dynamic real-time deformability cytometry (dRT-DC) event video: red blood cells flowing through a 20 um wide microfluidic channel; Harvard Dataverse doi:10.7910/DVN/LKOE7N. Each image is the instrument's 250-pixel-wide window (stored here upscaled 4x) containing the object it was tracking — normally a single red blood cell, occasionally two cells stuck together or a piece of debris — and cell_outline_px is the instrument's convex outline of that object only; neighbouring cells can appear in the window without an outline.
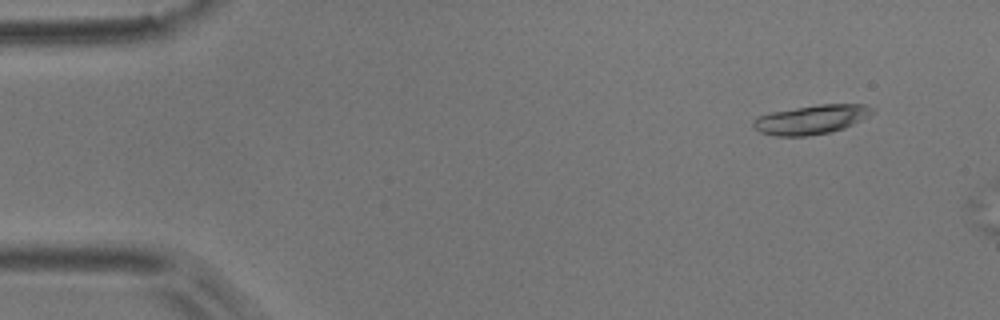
{"species": "common noctule bat (a hibernating species)", "species_latin": "Nyctalus noctula", "temperature_condition": "room temperature", "stored_images_in_passage": 4, "segment_of_instrument_passage": [1, 2], "camera_frame_rate_fps": 3000, "um_per_image_px": 0.085, "animal": {"sex": "male", "body_mass_g": 17.9}, "frame": {"image": 1, "passage_image": 2, "time_ms": 0.333, "image_size_px": [1000, 320], "cell_outline_px": [[872, 112], [868, 116], [844, 128], [828, 132], [808, 136], [772, 136], [760, 132], [752, 124], [752, 120], [756, 116], [772, 112], [820, 104], [868, 104], [872, 108]], "centroid_in_image_um": [68.92, 10.16], "position_along_channel_um": 16.1, "area_um2": 20.06}}